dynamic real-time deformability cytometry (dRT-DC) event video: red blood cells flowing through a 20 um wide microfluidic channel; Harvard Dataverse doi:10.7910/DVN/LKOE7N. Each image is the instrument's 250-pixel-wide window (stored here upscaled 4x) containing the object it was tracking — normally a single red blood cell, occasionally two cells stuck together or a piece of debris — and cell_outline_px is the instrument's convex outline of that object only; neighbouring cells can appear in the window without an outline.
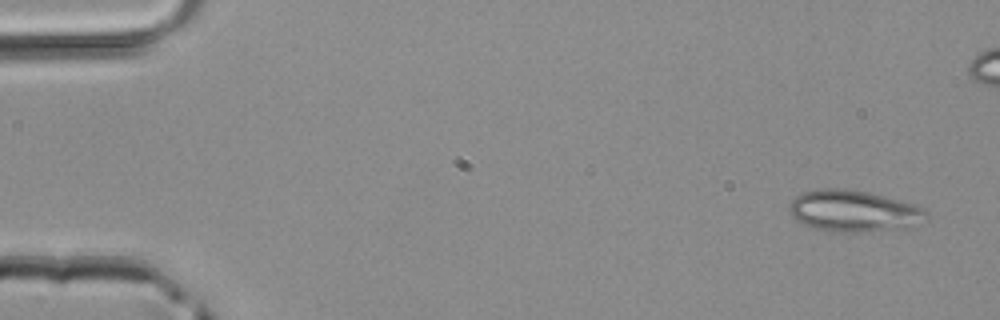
{"species": "common noctule bat (a hibernating species)", "species_latin": "Nyctalus noctula", "temperature_condition": "room temperature", "stored_images_in_passage": 4, "camera_frame_rate_fps": 3000, "um_per_image_px": 0.085, "animal": {"sex": "male", "body_mass_g": 20.4}, "frame": {"image": 1, "passage_image": 1, "time_ms": 0.0, "image_size_px": [1000, 320], "cell_outline_px": [[928, 220], [912, 228], [860, 232], [840, 232], [812, 228], [800, 224], [792, 216], [792, 200], [796, 196], [804, 192], [820, 188], [840, 188], [868, 192], [912, 204], [928, 212]], "centroid_in_image_um": [72.61, 17.96], "position_along_channel_um": 12.4, "area_um2": 33.18}}
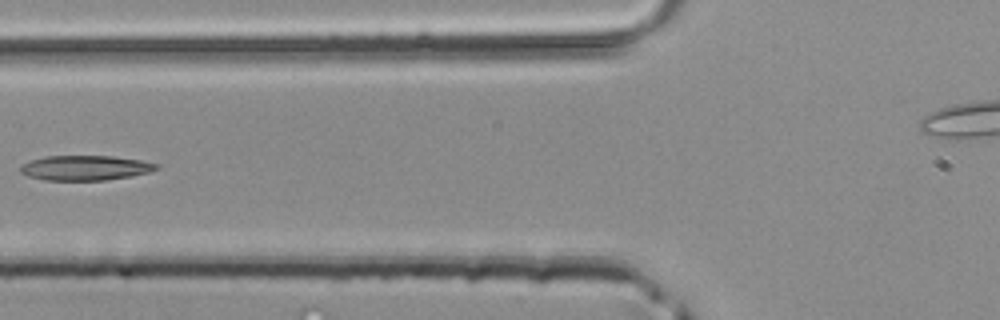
{"frame": {"image": 2, "passage_image": 4, "time_ms": 1.0, "image_size_px": [1000, 320], "cell_outline_px": [[160, 168], [148, 172], [128, 176], [104, 180], [44, 180], [28, 176], [20, 172], [20, 168], [24, 164], [32, 160], [44, 156], [112, 156], [140, 160], [160, 164]], "centroid_in_image_um": [7.25, 14.26], "position_along_channel_um": 118.5, "area_um2": 19.54}}